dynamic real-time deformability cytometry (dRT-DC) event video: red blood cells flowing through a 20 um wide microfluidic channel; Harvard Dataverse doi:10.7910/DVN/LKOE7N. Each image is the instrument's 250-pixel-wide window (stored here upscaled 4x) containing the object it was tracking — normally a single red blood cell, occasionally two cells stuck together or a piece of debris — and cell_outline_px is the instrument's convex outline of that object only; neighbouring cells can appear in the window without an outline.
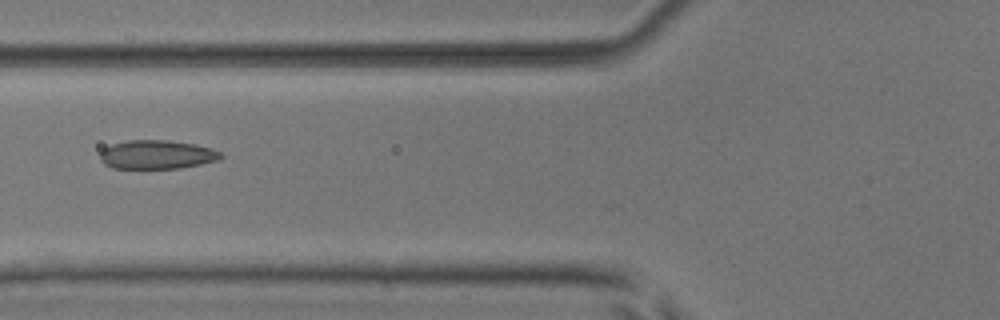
{"species": "common noctule bat (a hibernating species)", "species_latin": "Nyctalus noctula", "temperature_condition": "room temperature", "stored_images_in_passage": 4, "camera_frame_rate_fps": 3000, "um_per_image_px": 0.085, "animal": {"sex": "male", "body_mass_g": 17.9, "forearm_length_mm": 54.2}, "frame": {"image": 1, "passage_image": 2, "time_ms": 1.333, "image_size_px": [1000, 320], "cell_outline_px": [[224, 156], [220, 160], [180, 168], [112, 168], [104, 164], [100, 160], [100, 152], [104, 148], [112, 144], [128, 140], [168, 140], [196, 144], [212, 148], [220, 152]], "centroid_in_image_um": [13.35, 13.14], "position_along_channel_um": 112.5, "area_um2": 20.4}}
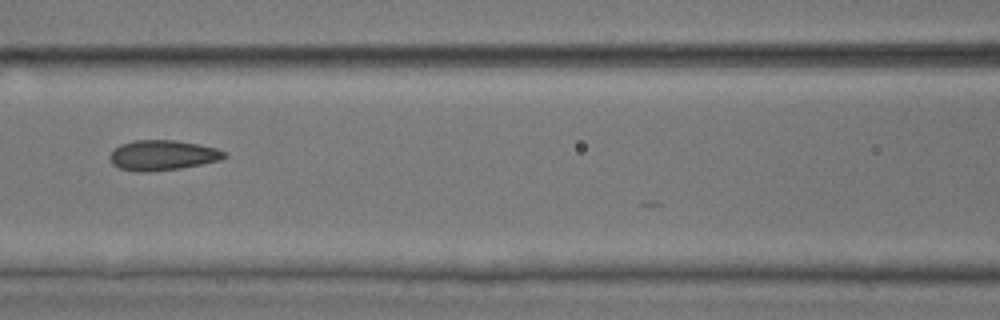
{"frame": {"image": 2, "passage_image": 3, "time_ms": 2.333, "image_size_px": [1000, 320], "cell_outline_px": [[228, 156], [220, 160], [180, 168], [144, 172], [136, 172], [120, 168], [112, 164], [108, 156], [120, 144], [136, 140], [176, 140], [200, 144], [216, 148], [228, 152]], "centroid_in_image_um": [13.84, 13.19], "position_along_channel_um": 152.8, "area_um2": 20.17}}